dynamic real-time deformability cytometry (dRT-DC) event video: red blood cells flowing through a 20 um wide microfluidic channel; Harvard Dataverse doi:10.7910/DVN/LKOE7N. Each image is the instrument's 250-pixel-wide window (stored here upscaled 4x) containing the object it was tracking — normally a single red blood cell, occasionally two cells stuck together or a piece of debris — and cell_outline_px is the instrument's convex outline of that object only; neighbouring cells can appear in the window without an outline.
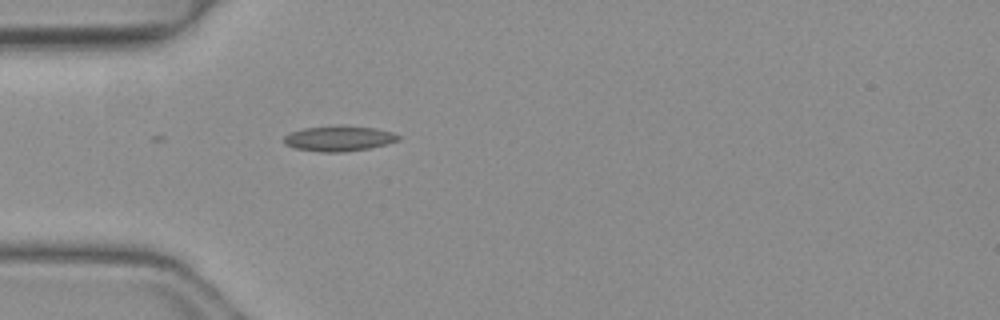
{"species": "common noctule bat (a hibernating species)", "species_latin": "Nyctalus noctula", "temperature_condition": "warm", "stored_images_in_passage": 7, "camera_frame_rate_fps": 3000, "um_per_image_px": 0.085, "animal": {"sex": "female", "body_mass_g": 19.3, "forearm_length_mm": 54.1}, "frame": {"image": 1, "passage_image": 1, "time_ms": 0.0, "image_size_px": [1000, 320], "cell_outline_px": [[400, 140], [368, 148], [344, 152], [320, 152], [296, 148], [284, 144], [284, 136], [292, 132], [304, 128], [332, 124], [336, 124], [376, 128], [392, 132], [400, 136]], "centroid_in_image_um": [28.8, 11.75], "position_along_channel_um": 56.2, "area_um2": 17.05}}
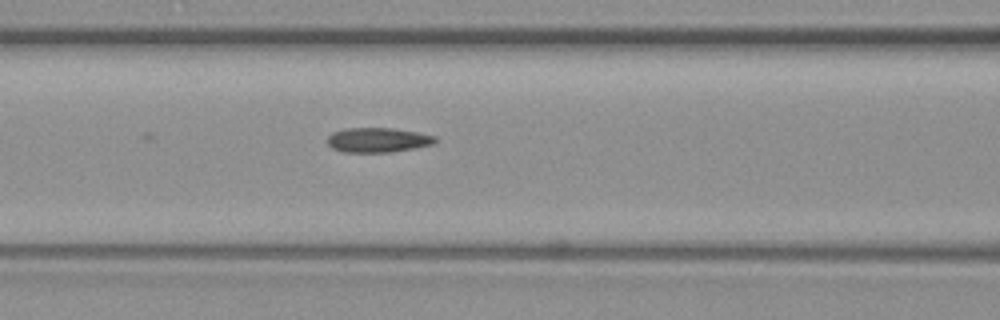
{"frame": {"image": 2, "passage_image": 7, "time_ms": 2.0, "image_size_px": [1000, 320], "cell_outline_px": [[436, 140], [432, 144], [392, 152], [344, 152], [332, 148], [328, 144], [328, 136], [332, 132], [344, 128], [392, 128], [416, 132], [436, 136]], "centroid_in_image_um": [32.07, 11.89], "position_along_channel_um": 134.5, "area_um2": 15.37}}